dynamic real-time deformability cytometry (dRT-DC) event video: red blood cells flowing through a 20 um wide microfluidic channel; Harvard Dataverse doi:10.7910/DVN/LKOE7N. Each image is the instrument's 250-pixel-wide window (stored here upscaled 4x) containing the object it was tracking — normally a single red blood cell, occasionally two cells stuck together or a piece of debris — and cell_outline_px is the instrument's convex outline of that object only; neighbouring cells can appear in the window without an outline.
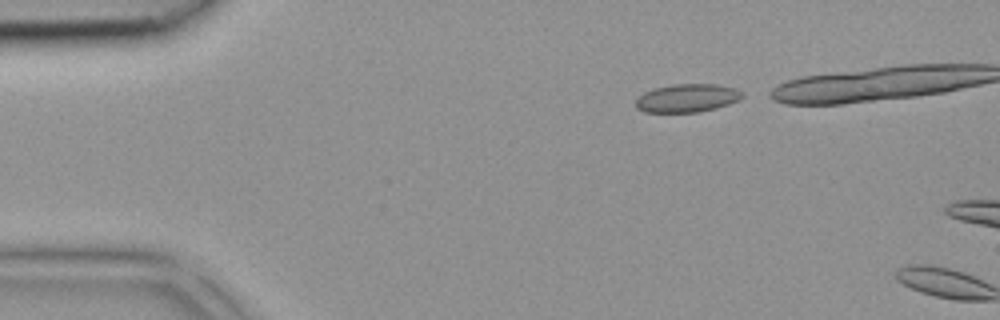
{"species": "common noctule bat (a hibernating species)", "species_latin": "Nyctalus noctula", "temperature_condition": "room temperature", "stored_images_in_passage": 3, "camera_frame_rate_fps": 3000, "um_per_image_px": 0.085, "animal": {"sex": "female", "body_mass_g": 18.4}, "frame": {"image": 1, "passage_image": 2, "time_ms": 0.333, "image_size_px": [1000, 320], "cell_outline_px": [[744, 96], [740, 100], [716, 108], [700, 112], [644, 112], [636, 108], [636, 96], [652, 88], [672, 84], [716, 84], [736, 88], [744, 92]], "centroid_in_image_um": [58.41, 8.33], "position_along_channel_um": 26.6, "area_um2": 17.86}}